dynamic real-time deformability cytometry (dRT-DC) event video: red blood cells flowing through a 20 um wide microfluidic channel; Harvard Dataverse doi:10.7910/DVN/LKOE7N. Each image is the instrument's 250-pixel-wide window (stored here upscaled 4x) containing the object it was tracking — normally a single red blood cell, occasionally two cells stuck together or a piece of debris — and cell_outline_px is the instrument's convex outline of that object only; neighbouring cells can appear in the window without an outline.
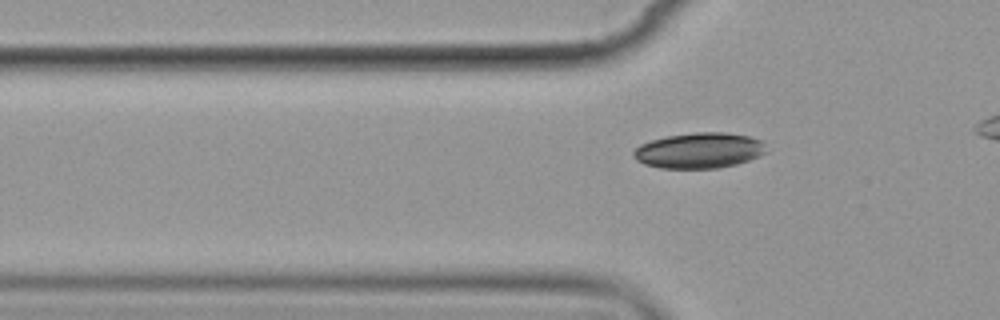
{"species": "common noctule bat (a hibernating species)", "species_latin": "Nyctalus noctula", "temperature_condition": "cold", "stored_images_in_passage": 5, "segment_of_instrument_passage": [2, 2], "camera_frame_rate_fps": 3000, "um_per_image_px": 0.085, "animal": {"sex": "female", "body_mass_g": 19.9}, "frame": {"image": 1, "passage_image": 5, "time_ms": 5.667, "image_size_px": [1000, 320], "cell_outline_px": [[768, 152], [760, 156], [736, 164], [716, 168], [660, 168], [644, 164], [636, 160], [632, 156], [632, 152], [640, 144], [664, 136], [696, 132], [724, 132], [748, 136], [760, 140]], "centroid_in_image_um": [59.4, 12.79], "position_along_channel_um": 66.4, "area_um2": 27.57}}